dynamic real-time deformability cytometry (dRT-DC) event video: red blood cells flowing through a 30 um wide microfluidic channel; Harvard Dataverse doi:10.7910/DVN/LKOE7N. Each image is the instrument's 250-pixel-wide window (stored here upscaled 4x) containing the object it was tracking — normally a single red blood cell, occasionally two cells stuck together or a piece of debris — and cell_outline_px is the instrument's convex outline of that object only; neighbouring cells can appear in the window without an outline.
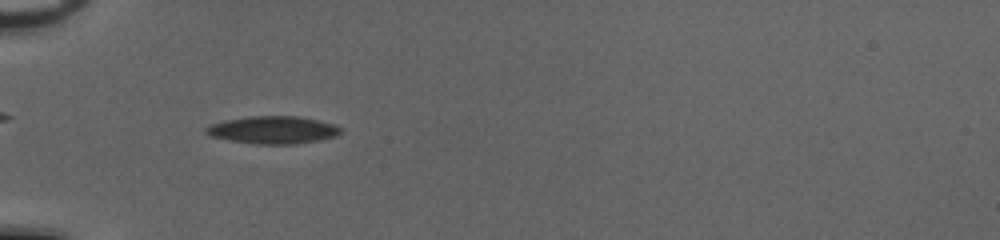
{"species": "common noctule bat (a hibernating species)", "species_latin": "Nyctalus noctula", "temperature_condition": "cold", "stored_images_in_passage": 45, "camera_frame_rate_fps": 3000, "um_per_image_px": 0.085, "animal": {"sex": "female", "body_mass_g": 20.0, "forearm_length_mm": 54.0}, "frame": {"image": 1, "passage_image": 10, "time_ms": 3.0, "image_size_px": [1000, 240], "cell_outline_px": [[344, 132], [336, 136], [296, 144], [256, 144], [232, 140], [212, 136], [204, 132], [204, 128], [212, 124], [224, 120], [248, 116], [296, 116], [316, 120], [332, 124], [344, 128]], "centroid_in_image_um": [23.22, 11.04], "position_along_channel_um": 61.8, "area_um2": 21.5}}
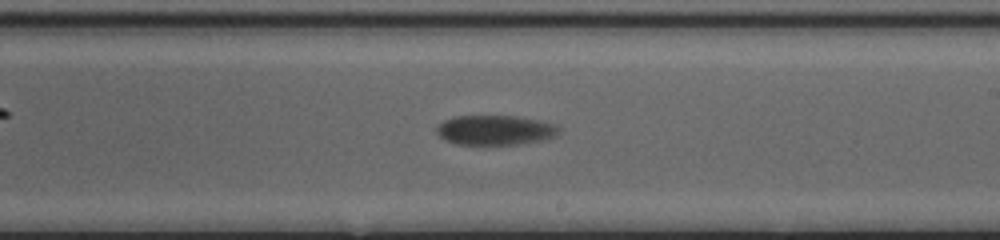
{"frame": {"image": 2, "passage_image": 25, "time_ms": 8.0, "image_size_px": [1000, 240], "cell_outline_px": [[560, 132], [556, 136], [548, 140], [520, 144], [456, 144], [444, 140], [436, 132], [436, 128], [444, 120], [456, 116], [516, 116], [540, 120], [556, 124], [560, 128]], "centroid_in_image_um": [42.15, 11.06], "position_along_channel_um": 246.9, "area_um2": 21.44}}
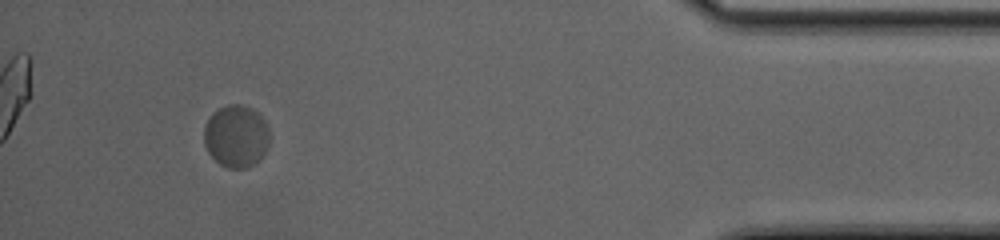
{"frame": {"image": 3, "passage_image": 42, "time_ms": 13.667, "image_size_px": [1000, 240], "cell_outline_px": [[268, 148], [260, 160], [256, 164], [248, 168], [228, 168], [220, 164], [208, 152], [204, 144], [204, 128], [212, 112], [228, 104], [244, 104], [252, 108], [268, 124]], "centroid_in_image_um": [20.09, 11.58], "position_along_channel_um": 415.1, "area_um2": 24.04}, "authors_computed_cell_mechanics": {"area_um2": 21.5016, "velocity_mm_per_s": 3.883, "shape_relaxation_time_tau1_ms": 6.5613, "shape_relaxation_time_tau2_ms": null, "deformation_change_tau1": 0.0835, "deformation_change_tau2": null}}